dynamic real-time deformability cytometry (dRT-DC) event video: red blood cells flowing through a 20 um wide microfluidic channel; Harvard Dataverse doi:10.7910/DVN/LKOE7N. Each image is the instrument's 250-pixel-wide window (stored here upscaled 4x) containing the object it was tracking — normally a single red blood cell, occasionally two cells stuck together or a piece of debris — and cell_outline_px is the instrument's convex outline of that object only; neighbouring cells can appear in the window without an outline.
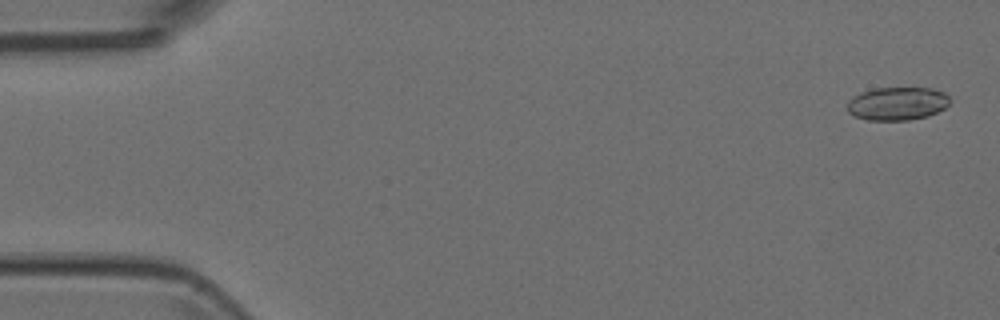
{"species": "Egyptian fruit bat (a non-hibernating species)", "species_latin": "Rousettus aegyptiacus", "temperature_condition": "room temperature", "stored_images_in_passage": 6, "camera_frame_rate_fps": 3000, "um_per_image_px": 0.085, "animal": {"sex": "female"}, "frame": {"image": 1, "passage_image": 1, "time_ms": 0.0, "image_size_px": [1000, 320], "cell_outline_px": [[948, 104], [944, 108], [928, 116], [908, 120], [868, 120], [856, 116], [848, 112], [848, 100], [852, 96], [860, 92], [876, 88], [932, 88], [944, 92], [948, 96]], "centroid_in_image_um": [76.25, 8.8], "position_along_channel_um": 8.8, "area_um2": 19.77}}
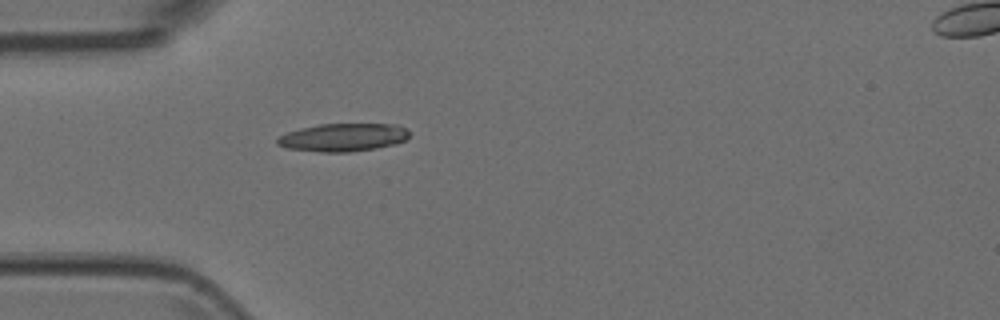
{"frame": {"image": 2, "passage_image": 5, "time_ms": 1.333, "image_size_px": [1000, 320], "cell_outline_px": [[408, 136], [404, 140], [396, 144], [376, 148], [348, 152], [324, 152], [284, 148], [276, 144], [276, 140], [280, 136], [288, 132], [300, 128], [320, 124], [396, 124], [404, 128], [408, 132]], "centroid_in_image_um": [29.13, 11.68], "position_along_channel_um": 55.9, "area_um2": 21.44}}